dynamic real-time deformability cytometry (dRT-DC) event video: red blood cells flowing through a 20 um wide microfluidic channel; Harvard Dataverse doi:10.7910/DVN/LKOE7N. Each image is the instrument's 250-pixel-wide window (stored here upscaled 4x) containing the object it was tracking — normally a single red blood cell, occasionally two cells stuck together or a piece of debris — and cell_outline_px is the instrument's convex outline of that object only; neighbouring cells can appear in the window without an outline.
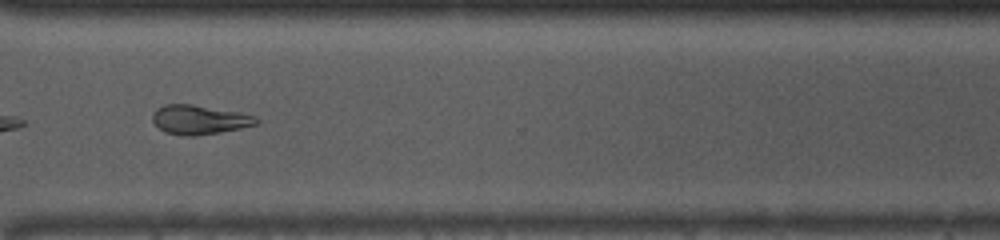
{"species": "common noctule bat (a hibernating species)", "species_latin": "Nyctalus noctula", "temperature_condition": "room temperature", "stored_images_in_passage": 44, "camera_frame_rate_fps": 3000, "um_per_image_px": 0.085, "animal": {"sex": "male", "body_mass_g": 13.0, "forearm_length_mm": 53.1}, "frame": {"image": 1, "passage_image": 32, "time_ms": 10.333, "image_size_px": [1000, 240], "cell_outline_px": [[260, 120], [256, 124], [240, 128], [220, 132], [196, 136], [180, 136], [164, 132], [152, 120], [152, 112], [156, 108], [164, 104], [192, 104], [240, 112], [256, 116]], "centroid_in_image_um": [16.92, 10.17], "position_along_channel_um": 353.7, "area_um2": 17.86}}